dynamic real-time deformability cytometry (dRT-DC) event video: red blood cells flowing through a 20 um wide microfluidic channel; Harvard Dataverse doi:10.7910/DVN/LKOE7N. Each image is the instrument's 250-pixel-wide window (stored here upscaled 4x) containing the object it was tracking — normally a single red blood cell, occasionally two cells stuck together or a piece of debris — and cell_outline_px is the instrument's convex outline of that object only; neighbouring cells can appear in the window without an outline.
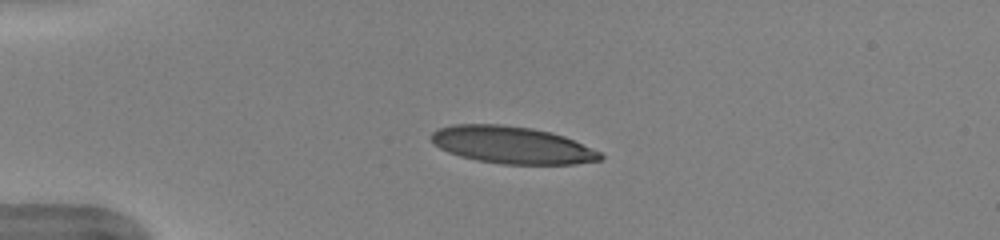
{"species": "human", "species_latin": "Homo sapiens", "temperature_condition": "warm", "stored_images_in_passage": 39, "camera_frame_rate_fps": 3000, "um_per_image_px": 0.085, "donor": {"sex": "female"}, "frame": {"image": 1, "passage_image": 1, "time_ms": 0.0, "image_size_px": [1000, 240], "cell_outline_px": [[604, 156], [600, 160], [576, 164], [500, 164], [476, 160], [460, 156], [448, 152], [440, 148], [428, 136], [432, 132], [440, 128], [452, 124], [500, 124], [532, 128], [552, 132], [564, 136], [600, 152]], "centroid_in_image_um": [43.5, 12.32], "position_along_channel_um": 41.5, "area_um2": 36.65}}
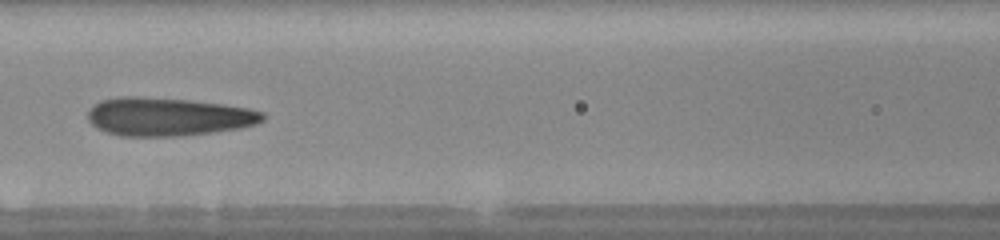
{"frame": {"image": 2, "passage_image": 12, "time_ms": 3.667, "image_size_px": [1000, 240], "cell_outline_px": [[264, 120], [256, 124], [240, 128], [212, 132], [176, 136], [120, 136], [96, 128], [88, 120], [88, 108], [100, 100], [120, 96], [140, 96], [188, 100], [220, 104], [248, 108], [264, 112]], "centroid_in_image_um": [14.24, 9.91], "position_along_channel_um": 152.4, "area_um2": 39.07}}
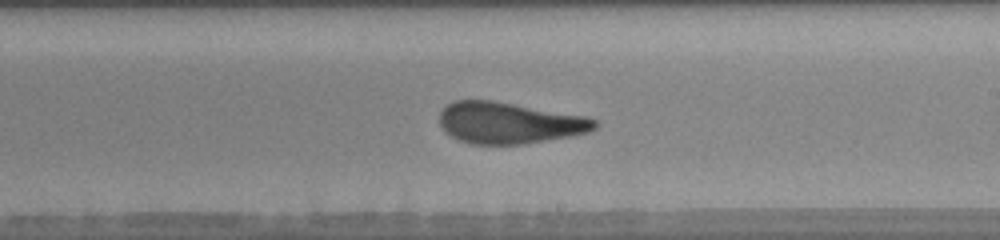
{"frame": {"image": 3, "passage_image": 19, "time_ms": 6.0, "image_size_px": [1000, 240], "cell_outline_px": [[600, 124], [596, 128], [588, 132], [572, 136], [524, 144], [472, 144], [460, 140], [444, 132], [440, 124], [440, 112], [448, 104], [456, 100], [492, 100], [588, 116], [596, 120]], "centroid_in_image_um": [43.32, 10.44], "position_along_channel_um": 245.7, "area_um2": 37.63}, "authors_computed_cell_mechanics": {"area_um2": 37.6278, "velocity_mm_per_s": 4.0139, "shape_relaxation_time_tau1_ms": 5.2692, "shape_relaxation_time_tau2_ms": 1.0343, "deformation_change_tau1": 0.2189, "deformation_change_tau2": 0.0946}}